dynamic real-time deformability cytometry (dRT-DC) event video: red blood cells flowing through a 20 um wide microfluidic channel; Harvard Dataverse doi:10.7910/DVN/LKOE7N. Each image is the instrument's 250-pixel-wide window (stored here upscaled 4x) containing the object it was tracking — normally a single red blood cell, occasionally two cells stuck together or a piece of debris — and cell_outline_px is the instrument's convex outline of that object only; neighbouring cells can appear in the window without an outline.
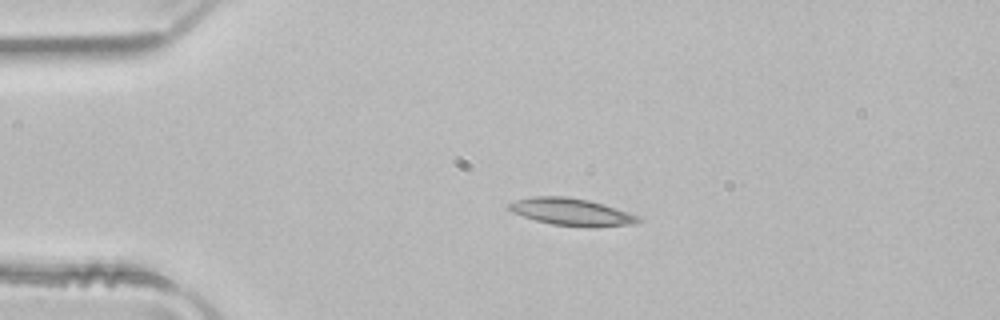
{"species": "common noctule bat (a hibernating species)", "species_latin": "Nyctalus noctula", "temperature_condition": "room temperature", "stored_images_in_passage": 41, "camera_frame_rate_fps": 3000, "um_per_image_px": 0.085, "animal": {"sex": "male", "body_mass_g": 21.5, "forearm_length_mm": 52.0}, "frame": {"image": 1, "passage_image": 1, "time_ms": 0.0, "image_size_px": [1000, 320], "cell_outline_px": [[640, 220], [636, 224], [552, 224], [536, 220], [512, 212], [508, 208], [508, 204], [516, 200], [532, 196], [564, 196], [588, 200], [604, 204], [640, 216]], "centroid_in_image_um": [48.5, 17.95], "position_along_channel_um": 36.5, "area_um2": 19.36}}
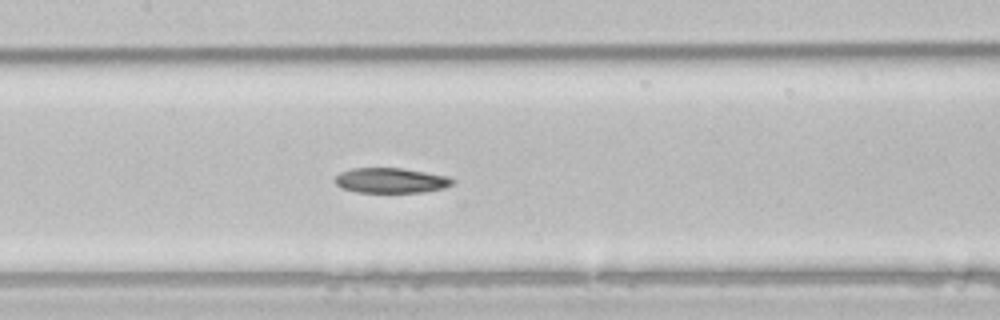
{"frame": {"image": 2, "passage_image": 14, "time_ms": 4.333, "image_size_px": [1000, 320], "cell_outline_px": [[456, 180], [452, 184], [444, 188], [424, 192], [356, 192], [340, 188], [332, 180], [340, 172], [352, 168], [400, 168], [448, 176]], "centroid_in_image_um": [33.19, 15.34], "position_along_channel_um": 174.2, "area_um2": 17.28}}
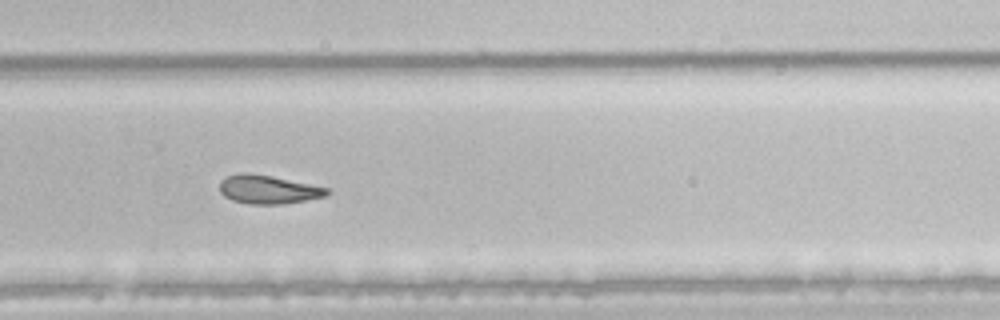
{"frame": {"image": 3, "passage_image": 24, "time_ms": 7.667, "image_size_px": [1000, 320], "cell_outline_px": [[332, 192], [324, 196], [284, 204], [248, 204], [232, 200], [224, 196], [220, 192], [220, 184], [228, 176], [244, 172], [272, 176], [328, 188]], "centroid_in_image_um": [22.8, 16.11], "position_along_channel_um": 307.0, "area_um2": 17.63}, "authors_computed_cell_mechanics": {"area_um2": 18.785, "velocity_mm_per_s": 4.0013, "shape_relaxation_time_tau1_ms": null, "shape_relaxation_time_tau2_ms": 8.8864, "deformation_change_tau1": null, "deformation_change_tau2": 0.1875}}